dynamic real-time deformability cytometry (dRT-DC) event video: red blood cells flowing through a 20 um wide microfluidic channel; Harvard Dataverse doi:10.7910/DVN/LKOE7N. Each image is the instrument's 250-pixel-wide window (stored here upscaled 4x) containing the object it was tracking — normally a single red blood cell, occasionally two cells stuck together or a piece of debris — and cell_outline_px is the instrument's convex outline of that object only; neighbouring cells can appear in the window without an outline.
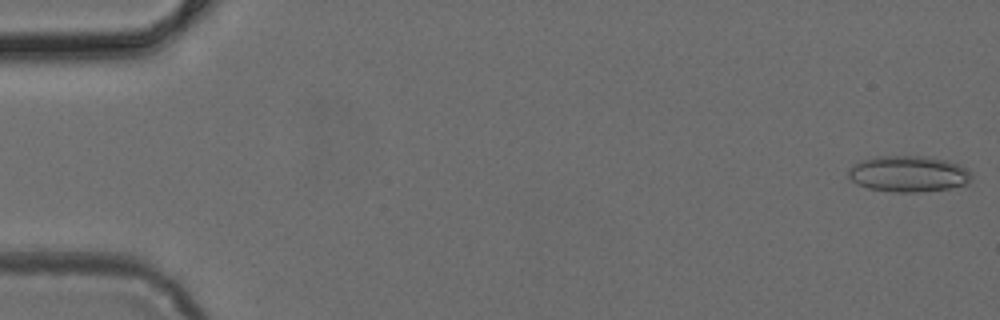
{"species": "common noctule bat (a hibernating species)", "species_latin": "Nyctalus noctula", "temperature_condition": "cold", "stored_images_in_passage": 19, "camera_frame_rate_fps": 3000, "um_per_image_px": 0.085, "animal": {"sex": "female", "body_mass_g": 24.6, "forearm_length_mm": 56.2}, "frame": {"image": 1, "passage_image": 1, "time_ms": 0.0, "image_size_px": [1000, 320], "cell_outline_px": [[972, 176], [968, 184], [948, 188], [916, 192], [900, 192], [868, 188], [856, 184], [848, 176], [848, 168], [852, 164], [876, 156], [924, 156], [944, 160], [956, 164], [964, 168]], "centroid_in_image_um": [77.16, 14.77], "position_along_channel_um": 7.8, "area_um2": 25.61}}
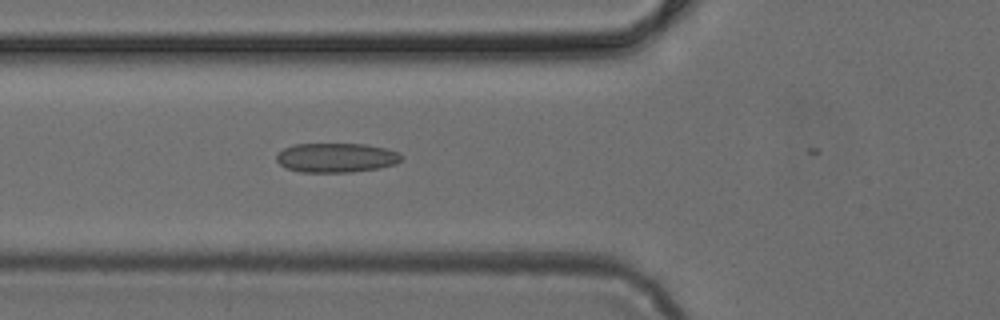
{"frame": {"image": 2, "passage_image": 18, "time_ms": 5.667, "image_size_px": [1000, 320], "cell_outline_px": [[404, 156], [396, 164], [380, 168], [352, 172], [300, 172], [288, 168], [280, 164], [276, 160], [276, 156], [284, 148], [292, 144], [368, 144], [400, 152]], "centroid_in_image_um": [28.62, 13.4], "position_along_channel_um": 97.2, "area_um2": 21.5}}